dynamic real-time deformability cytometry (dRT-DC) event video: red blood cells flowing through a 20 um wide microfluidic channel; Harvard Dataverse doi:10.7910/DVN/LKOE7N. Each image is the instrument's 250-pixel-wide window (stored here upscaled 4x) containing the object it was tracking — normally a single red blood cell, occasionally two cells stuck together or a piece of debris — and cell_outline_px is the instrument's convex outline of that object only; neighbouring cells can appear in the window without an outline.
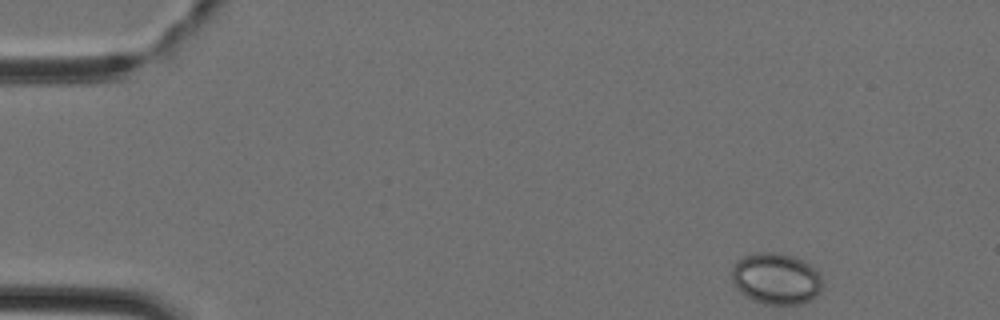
{"species": "Egyptian fruit bat (a non-hibernating species)", "species_latin": "Rousettus aegyptiacus", "temperature_condition": "cold", "stored_images_in_passage": 41, "camera_frame_rate_fps": 3000, "um_per_image_px": 0.085, "animal": {"sex": "female"}, "frame": {"image": 1, "passage_image": 1, "time_ms": 0.0, "image_size_px": [1000, 320], "cell_outline_px": [[820, 292], [816, 296], [800, 304], [764, 304], [744, 296], [732, 284], [732, 268], [736, 260], [744, 256], [756, 252], [776, 252], [792, 256], [816, 268], [820, 276]], "centroid_in_image_um": [65.92, 23.68], "position_along_channel_um": 19.1, "area_um2": 27.11}}
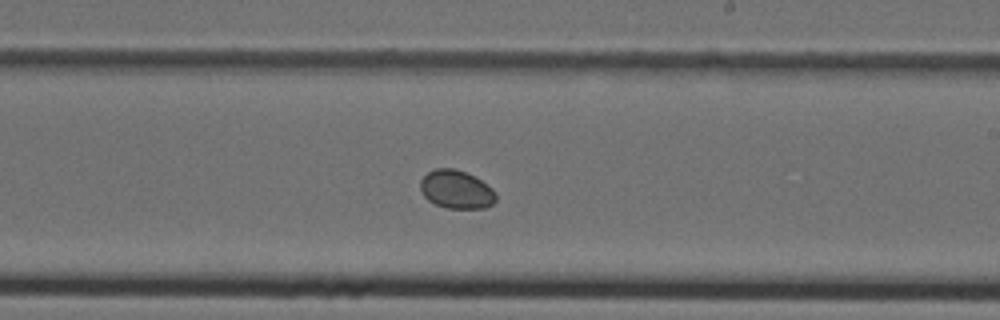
{"frame": {"image": 2, "passage_image": 23, "time_ms": 7.333, "image_size_px": [1000, 320], "cell_outline_px": [[496, 200], [492, 204], [484, 208], [448, 208], [436, 204], [428, 200], [424, 196], [420, 188], [420, 180], [428, 172], [436, 168], [456, 168], [480, 180], [492, 188], [496, 192]], "centroid_in_image_um": [38.78, 16.1], "position_along_channel_um": 250.2, "area_um2": 16.76}}
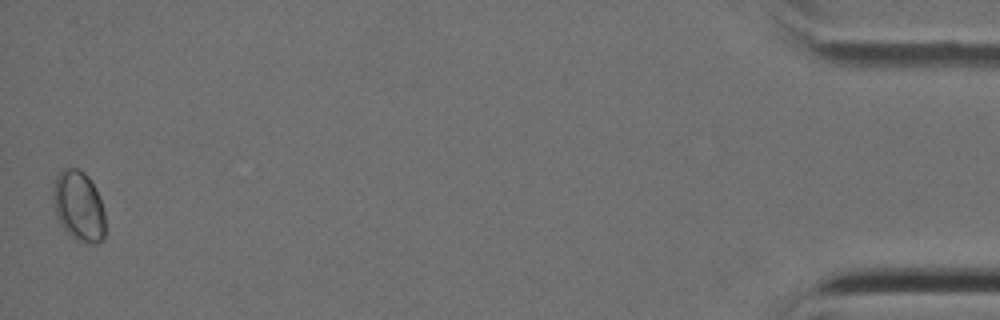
{"frame": {"image": 3, "passage_image": 41, "time_ms": 13.333, "image_size_px": [1000, 320], "cell_outline_px": [[104, 240], [96, 244], [92, 244], [76, 240], [60, 224], [56, 216], [52, 200], [52, 188], [56, 176], [64, 168], [76, 168], [84, 172], [88, 176], [96, 188], [104, 212]], "centroid_in_image_um": [6.67, 17.51], "position_along_channel_um": 428.5, "area_um2": 21.5}}